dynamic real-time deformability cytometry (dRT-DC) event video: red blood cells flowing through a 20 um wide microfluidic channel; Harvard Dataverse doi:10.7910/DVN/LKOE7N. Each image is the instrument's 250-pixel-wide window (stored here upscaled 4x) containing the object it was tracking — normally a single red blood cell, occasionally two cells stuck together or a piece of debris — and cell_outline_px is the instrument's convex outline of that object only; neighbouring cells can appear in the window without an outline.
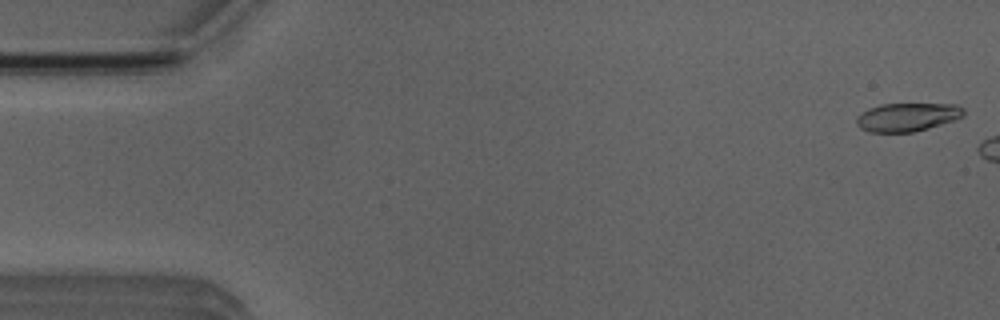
{"species": "Egyptian fruit bat (a non-hibernating species)", "species_latin": "Rousettus aegyptiacus", "temperature_condition": "room temperature", "stored_images_in_passage": 5, "camera_frame_rate_fps": 3000, "um_per_image_px": 0.085, "animal": {"sex": "male"}, "frame": {"image": 1, "passage_image": 1, "time_ms": 0.0, "image_size_px": [1000, 320], "cell_outline_px": [[964, 116], [956, 120], [928, 128], [912, 132], [868, 132], [860, 128], [856, 124], [856, 116], [868, 108], [880, 104], [956, 104], [964, 108]], "centroid_in_image_um": [77.11, 9.95], "position_along_channel_um": 7.9, "area_um2": 17.92}}